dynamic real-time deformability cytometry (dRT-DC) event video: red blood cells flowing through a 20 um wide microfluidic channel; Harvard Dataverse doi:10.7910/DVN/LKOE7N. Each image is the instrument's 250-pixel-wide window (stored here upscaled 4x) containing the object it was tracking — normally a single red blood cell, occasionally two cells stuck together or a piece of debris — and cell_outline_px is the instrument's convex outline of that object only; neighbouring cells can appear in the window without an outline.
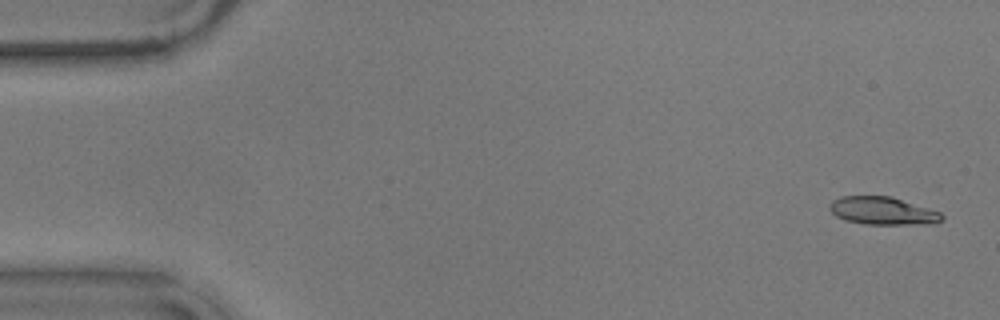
{"species": "common noctule bat (a hibernating species)", "species_latin": "Nyctalus noctula", "temperature_condition": "warm", "stored_images_in_passage": 16, "camera_frame_rate_fps": 3000, "um_per_image_px": 0.085, "animal": {"sex": "male", "body_mass_g": 17.9}, "frame": {"image": 1, "passage_image": 2, "time_ms": 0.333, "image_size_px": [1000, 320], "cell_outline_px": [[944, 220], [936, 224], [864, 224], [844, 220], [836, 216], [828, 208], [832, 200], [840, 196], [892, 196], [940, 212], [944, 216]], "centroid_in_image_um": [75.04, 17.92], "position_along_channel_um": 10.0, "area_um2": 18.38}}
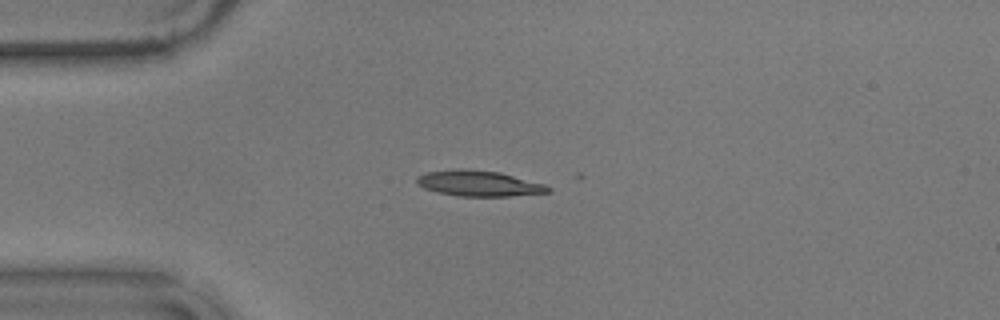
{"frame": {"image": 2, "passage_image": 14, "time_ms": 4.333, "image_size_px": [1000, 320], "cell_outline_px": [[552, 192], [512, 196], [456, 196], [436, 192], [424, 188], [416, 184], [416, 180], [420, 176], [428, 172], [460, 168], [464, 168], [500, 172], [544, 184], [552, 188]], "centroid_in_image_um": [40.72, 15.59], "position_along_channel_um": 44.3, "area_um2": 19.71}}